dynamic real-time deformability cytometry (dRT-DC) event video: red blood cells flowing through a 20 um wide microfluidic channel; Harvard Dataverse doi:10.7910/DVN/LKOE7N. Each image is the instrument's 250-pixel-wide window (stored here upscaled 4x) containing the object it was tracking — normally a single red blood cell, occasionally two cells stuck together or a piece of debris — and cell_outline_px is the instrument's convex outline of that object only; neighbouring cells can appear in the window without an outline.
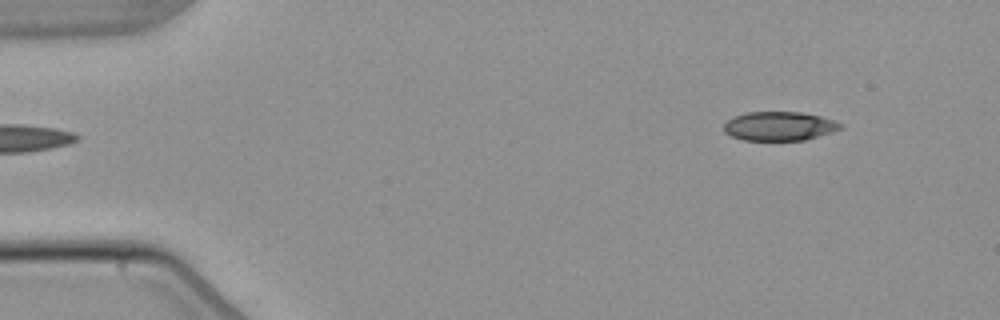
{"species": "common noctule bat (a hibernating species)", "species_latin": "Nyctalus noctula", "temperature_condition": "warm", "stored_images_in_passage": 4, "segment_of_instrument_passage": [2, 2], "camera_frame_rate_fps": 3000, "um_per_image_px": 0.085, "animal": {"sex": "male", "body_mass_g": 21.5, "forearm_length_mm": 52.0}, "frame": {"image": 1, "passage_image": 4, "time_ms": 5.333, "image_size_px": [1000, 320], "cell_outline_px": [[844, 128], [832, 132], [804, 140], [744, 140], [732, 136], [724, 132], [724, 124], [728, 120], [736, 116], [748, 112], [800, 112], [820, 116], [836, 120], [844, 124]], "centroid_in_image_um": [66.29, 10.72], "position_along_channel_um": 18.7, "area_um2": 19.71}}